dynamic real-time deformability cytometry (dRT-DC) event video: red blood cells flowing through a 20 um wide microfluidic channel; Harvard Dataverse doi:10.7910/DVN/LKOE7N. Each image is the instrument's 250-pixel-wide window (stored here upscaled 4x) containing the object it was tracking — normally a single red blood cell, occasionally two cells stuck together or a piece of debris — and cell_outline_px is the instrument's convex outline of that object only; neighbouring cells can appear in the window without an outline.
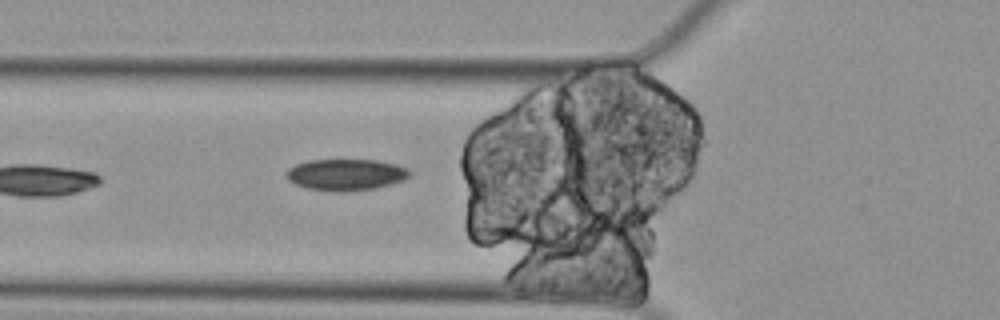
{"species": "Egyptian fruit bat (a non-hibernating species)", "species_latin": "Rousettus aegyptiacus", "temperature_condition": "cold", "stored_images_in_passage": 3, "camera_frame_rate_fps": 3000, "um_per_image_px": 0.085, "animal": {"sex": "female"}, "frame": {"image": 1, "passage_image": 3, "time_ms": 0.667, "image_size_px": [1000, 320], "cell_outline_px": [[412, 176], [404, 180], [376, 188], [344, 192], [336, 192], [304, 188], [288, 180], [284, 176], [284, 172], [288, 168], [296, 164], [308, 160], [376, 160], [396, 164], [408, 168], [412, 172]], "centroid_in_image_um": [29.39, 14.85], "position_along_channel_um": 96.4, "area_um2": 23.0}}